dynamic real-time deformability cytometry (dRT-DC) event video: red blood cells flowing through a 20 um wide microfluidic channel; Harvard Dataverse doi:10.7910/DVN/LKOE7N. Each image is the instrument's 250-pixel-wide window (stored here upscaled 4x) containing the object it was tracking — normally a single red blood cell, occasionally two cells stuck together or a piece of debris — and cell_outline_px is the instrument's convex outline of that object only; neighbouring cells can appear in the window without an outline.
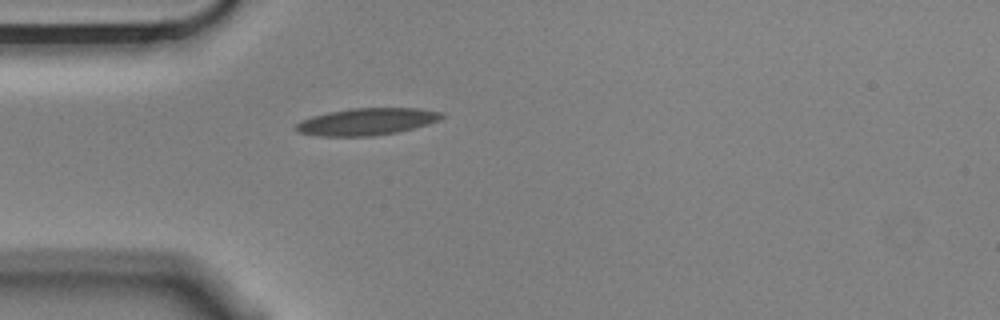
{"species": "Egyptian fruit bat (a non-hibernating species)", "species_latin": "Rousettus aegyptiacus", "temperature_condition": "cold", "stored_images_in_passage": 1, "camera_frame_rate_fps": 3000, "um_per_image_px": 0.085, "animal": {"sex": "male"}, "frame": {"image": 1, "passage_image": 1, "time_ms": 0.0, "image_size_px": [1000, 320], "cell_outline_px": [[444, 116], [440, 120], [428, 124], [396, 132], [372, 136], [320, 136], [300, 132], [296, 128], [296, 124], [300, 120], [312, 116], [328, 112], [352, 108], [420, 108], [444, 112]], "centroid_in_image_um": [31.21, 10.33], "position_along_channel_um": 53.8, "area_um2": 22.89}}